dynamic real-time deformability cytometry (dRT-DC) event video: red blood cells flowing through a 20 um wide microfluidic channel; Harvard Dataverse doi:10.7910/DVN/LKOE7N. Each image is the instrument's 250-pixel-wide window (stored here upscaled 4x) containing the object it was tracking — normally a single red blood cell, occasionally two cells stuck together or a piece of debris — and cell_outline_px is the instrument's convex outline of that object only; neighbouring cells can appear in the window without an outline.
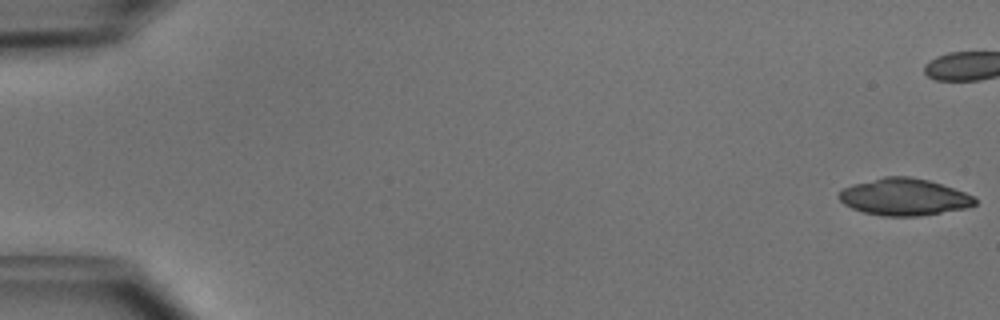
{"species": "common noctule bat (a hibernating species)", "species_latin": "Nyctalus noctula", "temperature_condition": "cold", "stored_images_in_passage": 51, "camera_frame_rate_fps": 3000, "um_per_image_px": 0.085, "animal": {"sex": "male", "body_mass_g": 15.6}, "frame": {"image": 1, "passage_image": 1, "time_ms": 0.0, "image_size_px": [1000, 320], "cell_outline_px": [[976, 204], [964, 208], [920, 216], [884, 216], [864, 212], [852, 208], [844, 204], [840, 200], [840, 192], [844, 188], [852, 184], [884, 176], [908, 176], [928, 180], [964, 192], [972, 196], [976, 200]], "centroid_in_image_um": [76.82, 16.74], "position_along_channel_um": 8.2, "area_um2": 28.9}}